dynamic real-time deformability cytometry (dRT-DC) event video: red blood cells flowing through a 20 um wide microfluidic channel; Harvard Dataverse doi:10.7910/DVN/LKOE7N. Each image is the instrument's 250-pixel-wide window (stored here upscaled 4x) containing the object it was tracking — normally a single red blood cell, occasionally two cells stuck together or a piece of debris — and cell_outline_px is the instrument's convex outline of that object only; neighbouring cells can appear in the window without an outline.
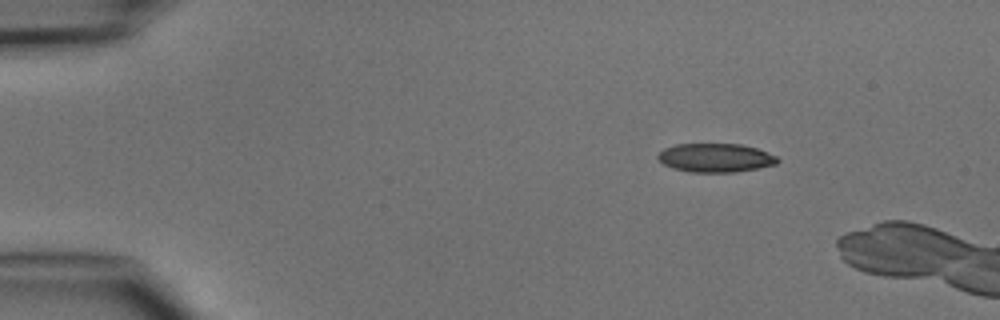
{"species": "common noctule bat (a hibernating species)", "species_latin": "Nyctalus noctula", "temperature_condition": "cold", "stored_images_in_passage": 3, "camera_frame_rate_fps": 3000, "um_per_image_px": 0.085, "animal": {"sex": "male", "body_mass_g": 15.6}, "frame": {"image": 1, "passage_image": 1, "time_ms": 0.0, "image_size_px": [1000, 320], "cell_outline_px": [[780, 160], [776, 164], [736, 172], [688, 172], [672, 168], [664, 164], [656, 156], [664, 148], [676, 144], [740, 144], [756, 148], [776, 156]], "centroid_in_image_um": [60.8, 13.41], "position_along_channel_um": 24.2, "area_um2": 19.94}}